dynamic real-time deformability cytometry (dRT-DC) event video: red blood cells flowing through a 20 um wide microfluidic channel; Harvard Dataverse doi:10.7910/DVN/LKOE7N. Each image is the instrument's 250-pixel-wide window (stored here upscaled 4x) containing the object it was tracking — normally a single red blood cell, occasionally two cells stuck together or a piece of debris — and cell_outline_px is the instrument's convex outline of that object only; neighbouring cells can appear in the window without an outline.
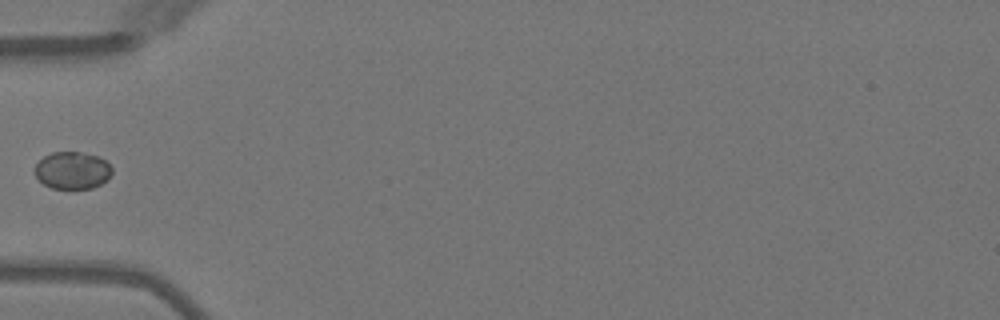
{"species": "Egyptian fruit bat (a non-hibernating species)", "species_latin": "Rousettus aegyptiacus", "temperature_condition": "warm", "stored_images_in_passage": 4, "camera_frame_rate_fps": 3000, "um_per_image_px": 0.085, "animal": {"sex": "female"}, "frame": {"image": 1, "passage_image": 4, "time_ms": 4.333, "image_size_px": [1000, 320], "cell_outline_px": [[112, 172], [108, 180], [92, 188], [52, 188], [44, 184], [36, 176], [36, 164], [44, 156], [52, 152], [80, 152], [96, 156], [104, 160], [112, 168]], "centroid_in_image_um": [6.16, 14.48], "position_along_channel_um": 78.8, "area_um2": 16.53}}